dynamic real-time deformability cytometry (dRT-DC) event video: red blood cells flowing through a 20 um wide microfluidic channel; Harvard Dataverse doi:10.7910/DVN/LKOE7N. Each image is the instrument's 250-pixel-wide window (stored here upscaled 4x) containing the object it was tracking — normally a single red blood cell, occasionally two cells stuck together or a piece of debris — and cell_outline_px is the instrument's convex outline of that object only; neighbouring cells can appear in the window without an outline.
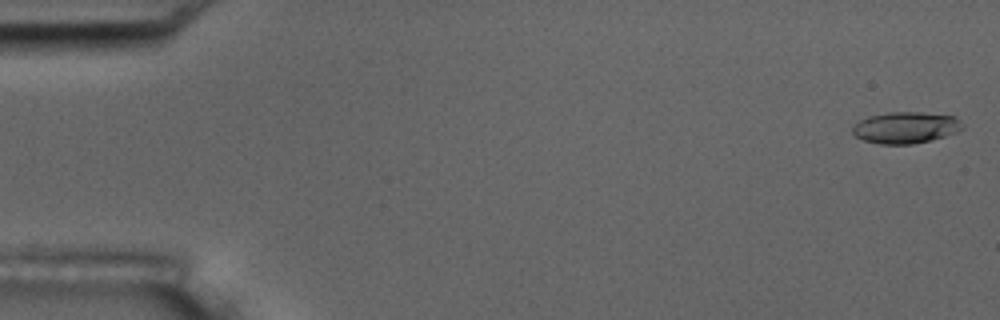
{"species": "common noctule bat (a hibernating species)", "species_latin": "Nyctalus noctula", "temperature_condition": "room temperature", "stored_images_in_passage": 9, "camera_frame_rate_fps": 3000, "um_per_image_px": 0.085, "animal": {"sex": "male", "body_mass_g": 17.5, "forearm_length_mm": 52.3}, "frame": {"image": 1, "passage_image": 1, "time_ms": 0.0, "image_size_px": [1000, 320], "cell_outline_px": [[964, 128], [956, 132], [932, 140], [912, 144], [880, 144], [864, 140], [856, 136], [852, 132], [852, 128], [860, 120], [868, 116], [888, 112], [924, 112], [956, 116], [964, 124]], "centroid_in_image_um": [77.02, 10.83], "position_along_channel_um": 8.0, "area_um2": 20.29}}
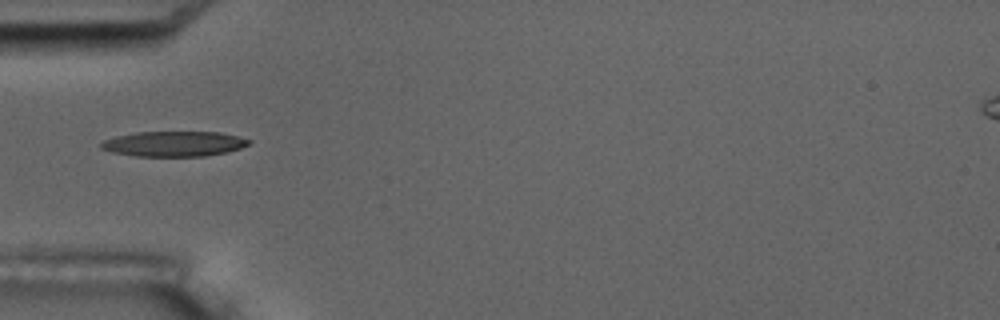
{"frame": {"image": 2, "passage_image": 6, "time_ms": 5.667, "image_size_px": [1000, 320], "cell_outline_px": [[252, 144], [240, 148], [224, 152], [204, 156], [136, 156], [112, 152], [100, 148], [100, 144], [104, 140], [116, 136], [136, 132], [220, 132], [252, 140]], "centroid_in_image_um": [14.78, 12.22], "position_along_channel_um": 70.2, "area_um2": 21.62}}
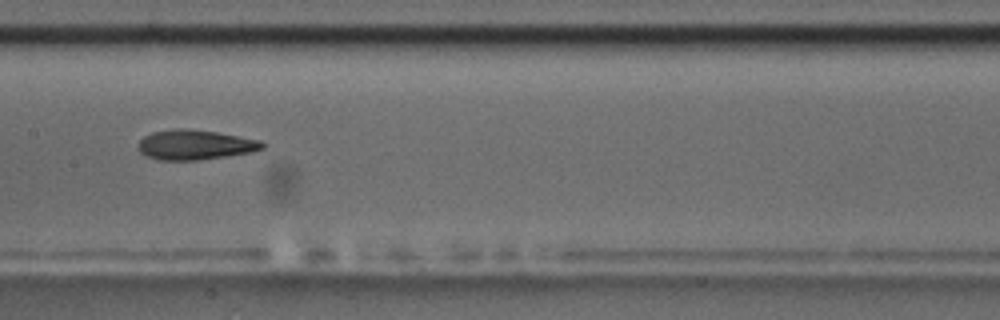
{"frame": {"image": 3, "passage_image": 9, "time_ms": 9.0, "image_size_px": [1000, 320], "cell_outline_px": [[264, 148], [252, 152], [200, 160], [160, 160], [144, 156], [136, 148], [136, 144], [144, 136], [152, 132], [176, 128], [184, 128], [216, 132], [260, 140], [264, 144]], "centroid_in_image_um": [16.52, 12.31], "position_along_channel_um": 190.9, "area_um2": 21.73}}